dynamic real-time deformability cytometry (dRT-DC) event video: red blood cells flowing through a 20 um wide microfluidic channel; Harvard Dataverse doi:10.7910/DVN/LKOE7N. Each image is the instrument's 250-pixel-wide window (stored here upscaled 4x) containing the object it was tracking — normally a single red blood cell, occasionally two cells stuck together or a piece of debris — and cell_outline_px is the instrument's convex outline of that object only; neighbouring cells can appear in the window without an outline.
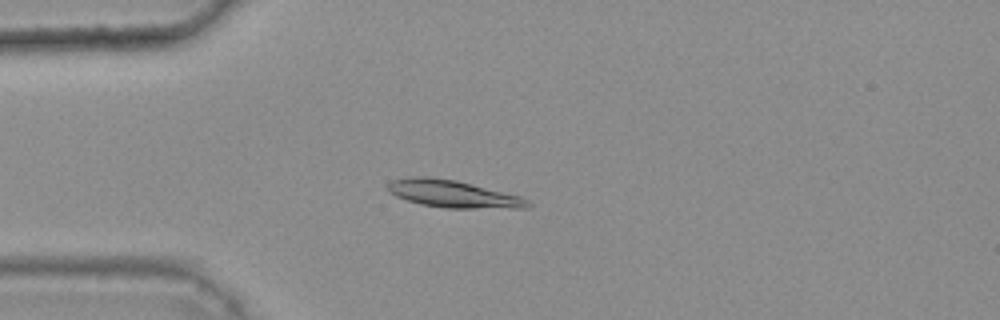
{"species": "common noctule bat (a hibernating species)", "species_latin": "Nyctalus noctula", "temperature_condition": "warm", "stored_images_in_passage": 44, "camera_frame_rate_fps": 3000, "um_per_image_px": 0.085, "animal": {"sex": "female", "body_mass_g": 25.1}, "frame": {"image": 1, "passage_image": 13, "time_ms": 4.0, "image_size_px": [1000, 320], "cell_outline_px": [[532, 204], [528, 208], [444, 208], [420, 204], [396, 196], [388, 192], [388, 184], [392, 180], [412, 176], [428, 176], [456, 180], [520, 196], [528, 200]], "centroid_in_image_um": [38.5, 16.48], "position_along_channel_um": 46.5, "area_um2": 22.25}}
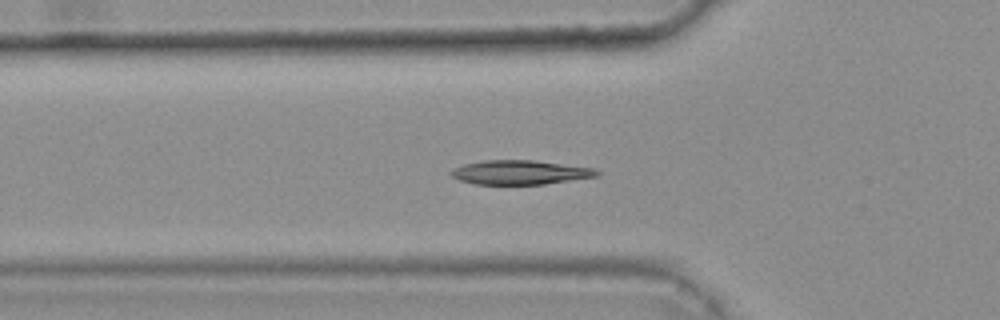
{"frame": {"image": 2, "passage_image": 17, "time_ms": 5.333, "image_size_px": [1000, 320], "cell_outline_px": [[600, 176], [544, 184], [476, 184], [460, 180], [452, 176], [448, 172], [464, 164], [484, 160], [532, 160], [596, 168], [600, 172]], "centroid_in_image_um": [44.25, 14.65], "position_along_channel_um": 81.5, "area_um2": 20.52}}
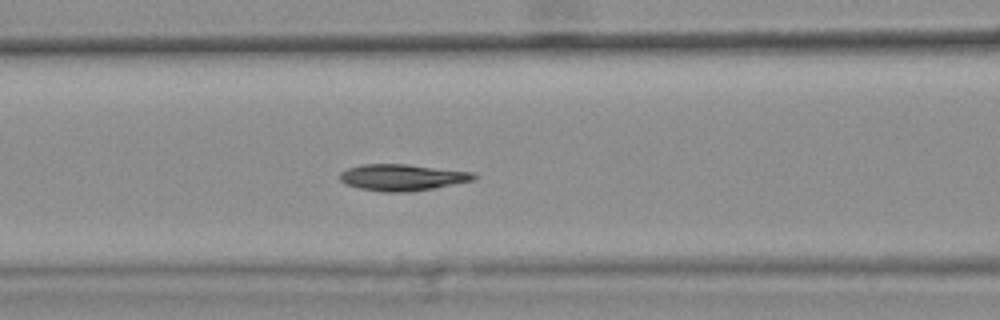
{"frame": {"image": 3, "passage_image": 21, "time_ms": 6.667, "image_size_px": [1000, 320], "cell_outline_px": [[476, 176], [472, 180], [432, 188], [408, 192], [384, 192], [360, 188], [344, 184], [340, 180], [340, 172], [348, 168], [360, 164], [404, 164], [472, 172]], "centroid_in_image_um": [34.11, 15.07], "position_along_channel_um": 132.5, "area_um2": 20.35}, "authors_computed_cell_mechanics": {"area_um2": 20.6057, "velocity_mm_per_s": 3.7876, "shape_relaxation_time_tau1_ms": 6.1474, "shape_relaxation_time_tau2_ms": 4.969, "deformation_change_tau1": 0.1798, "deformation_change_tau2": 0.0779}}